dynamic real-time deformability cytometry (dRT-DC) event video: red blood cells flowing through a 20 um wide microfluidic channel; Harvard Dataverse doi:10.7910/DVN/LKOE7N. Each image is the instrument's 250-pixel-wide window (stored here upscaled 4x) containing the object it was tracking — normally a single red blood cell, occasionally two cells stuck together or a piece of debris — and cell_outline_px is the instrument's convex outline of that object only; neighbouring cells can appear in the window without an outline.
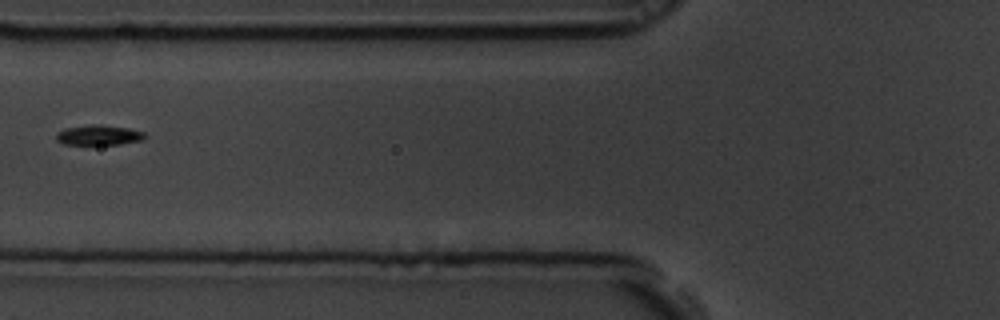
{"species": "common noctule bat (a hibernating species)", "species_latin": "Nyctalus noctula", "temperature_condition": "room temperature", "stored_images_in_passage": 8, "segment_of_instrument_passage": [2, 2], "camera_frame_rate_fps": 3000, "um_per_image_px": 0.085, "animal": {"sex": "male", "body_mass_g": 19.5, "forearm_length_mm": 54.6}, "frame": {"image": 1, "passage_image": 6, "time_ms": 1.667, "image_size_px": [1000, 320], "cell_outline_px": [[148, 136], [144, 140], [120, 144], [64, 144], [56, 140], [56, 132], [64, 128], [92, 124], [96, 124], [128, 128], [144, 132]], "centroid_in_image_um": [8.41, 11.48], "position_along_channel_um": 117.4, "area_um2": 10.46}}
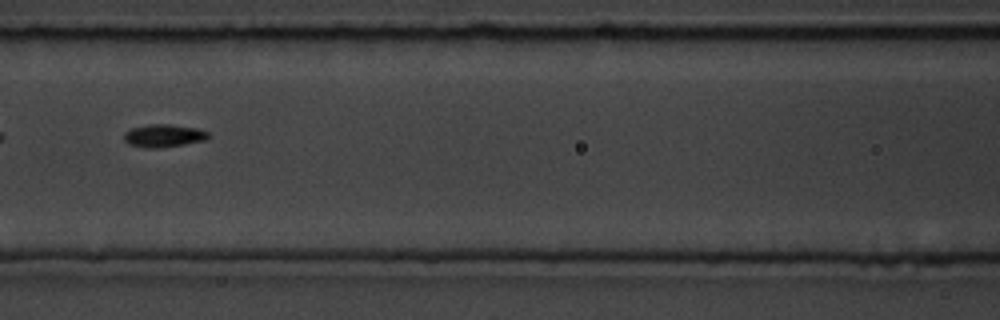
{"frame": {"image": 2, "passage_image": 7, "time_ms": 2.0, "image_size_px": [1000, 320], "cell_outline_px": [[208, 136], [204, 140], [184, 144], [156, 148], [148, 148], [128, 144], [124, 140], [124, 132], [132, 128], [148, 124], [168, 124], [200, 128], [208, 132]], "centroid_in_image_um": [13.89, 11.52], "position_along_channel_um": 152.7, "area_um2": 11.16}}